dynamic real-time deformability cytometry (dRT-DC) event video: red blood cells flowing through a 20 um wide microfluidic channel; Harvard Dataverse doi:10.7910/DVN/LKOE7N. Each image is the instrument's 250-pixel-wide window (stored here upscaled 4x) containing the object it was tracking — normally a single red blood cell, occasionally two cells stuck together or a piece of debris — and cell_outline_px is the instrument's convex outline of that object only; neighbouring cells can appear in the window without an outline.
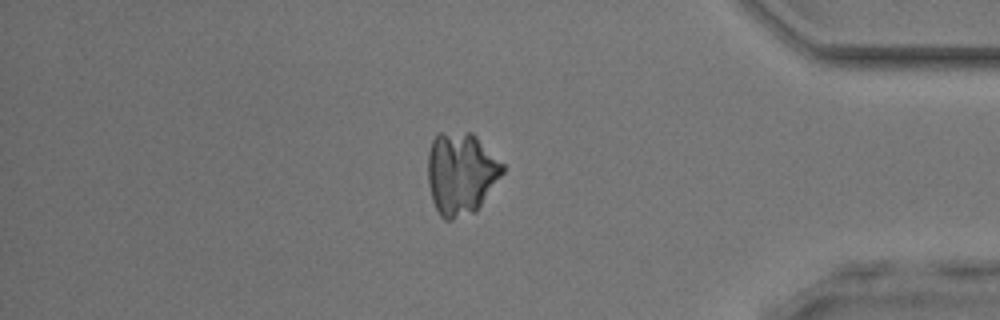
{"species": "common noctule bat (a hibernating species)", "species_latin": "Nyctalus noctula", "temperature_condition": "room temperature", "stored_images_in_passage": 46, "camera_frame_rate_fps": 3000, "um_per_image_px": 0.085, "animal": {"sex": "male", "body_mass_g": 17.9, "forearm_length_mm": 54.2}, "frame": {"image": 1, "passage_image": 40, "time_ms": 13.0, "image_size_px": [1000, 320], "cell_outline_px": [[504, 172], [476, 212], [452, 220], [444, 220], [440, 216], [432, 200], [428, 184], [428, 152], [432, 140], [436, 132], [472, 132], [504, 164]], "centroid_in_image_um": [39.17, 14.74], "position_along_channel_um": 396.0, "area_um2": 36.18}}